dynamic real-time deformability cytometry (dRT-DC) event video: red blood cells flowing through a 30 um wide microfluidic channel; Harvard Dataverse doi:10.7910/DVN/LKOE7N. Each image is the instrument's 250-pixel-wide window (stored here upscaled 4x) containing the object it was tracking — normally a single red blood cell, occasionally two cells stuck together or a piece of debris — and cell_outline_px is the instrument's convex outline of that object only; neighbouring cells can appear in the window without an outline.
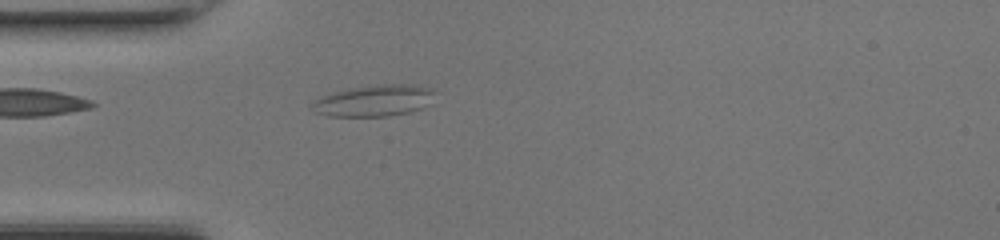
{"species": "common noctule bat (a hibernating species)", "species_latin": "Nyctalus noctula", "temperature_condition": "room temperature", "stored_images_in_passage": 35, "camera_frame_rate_fps": 3000, "um_per_image_px": 0.085, "animal": {"sex": "female", "body_mass_g": 17.0, "forearm_length_mm": 48.0}, "frame": {"image": 1, "passage_image": 1, "time_ms": 0.0, "image_size_px": [1000, 240], "cell_outline_px": [[436, 92], [424, 108], [408, 112], [388, 116], [328, 116], [312, 112], [308, 108], [316, 100], [324, 96], [336, 92], [352, 88], [388, 84], [408, 84], [428, 88]], "centroid_in_image_um": [31.77, 8.58], "position_along_channel_um": 53.2, "area_um2": 22.14}}
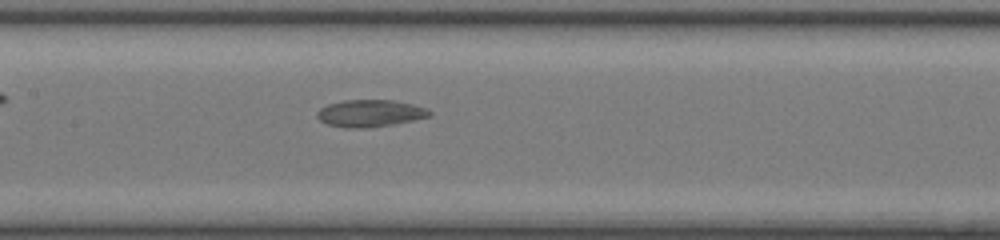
{"frame": {"image": 2, "passage_image": 10, "time_ms": 3.0, "image_size_px": [1000, 240], "cell_outline_px": [[432, 116], [392, 124], [368, 128], [344, 128], [328, 124], [320, 120], [316, 116], [316, 112], [320, 108], [328, 104], [344, 100], [392, 100], [412, 104], [424, 108], [432, 112]], "centroid_in_image_um": [31.42, 9.63], "position_along_channel_um": 176.0, "area_um2": 17.69}}
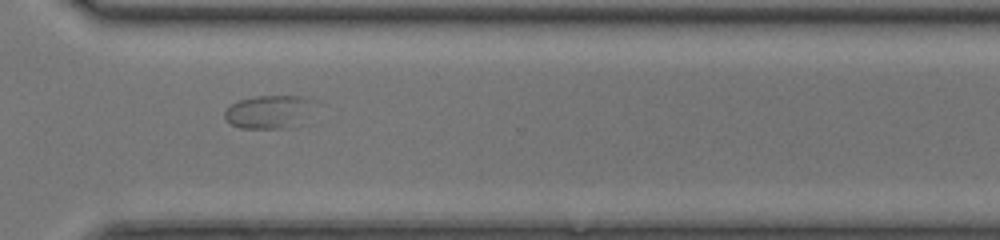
{"frame": {"image": 3, "passage_image": 22, "time_ms": 7.0, "image_size_px": [1000, 240], "cell_outline_px": [[312, 100], [284, 128], [240, 128], [232, 124], [224, 116], [224, 112], [232, 104], [240, 100], [256, 96], [300, 96]], "centroid_in_image_um": [22.57, 9.47], "position_along_channel_um": 348.0, "area_um2": 15.49}}